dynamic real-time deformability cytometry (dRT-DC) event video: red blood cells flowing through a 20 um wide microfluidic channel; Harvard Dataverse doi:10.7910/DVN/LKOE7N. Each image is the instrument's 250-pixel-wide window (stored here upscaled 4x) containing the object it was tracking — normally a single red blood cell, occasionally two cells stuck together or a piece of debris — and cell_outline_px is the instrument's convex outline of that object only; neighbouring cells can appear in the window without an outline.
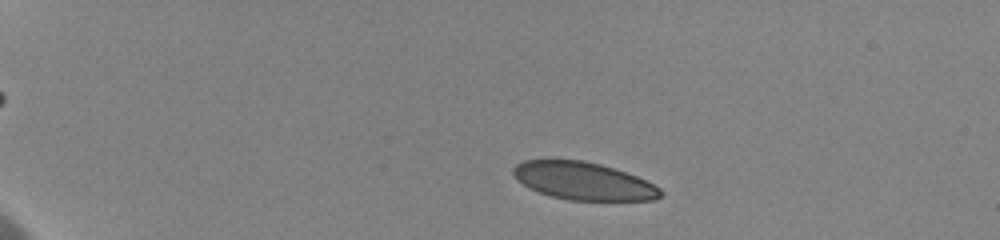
{"species": "human", "species_latin": "Homo sapiens", "temperature_condition": "cold", "stored_images_in_passage": 12, "camera_frame_rate_fps": 3000, "um_per_image_px": 0.085, "donor": {"sex": "female"}, "frame": {"image": 1, "passage_image": 3, "time_ms": 1.333, "image_size_px": [1000, 240], "cell_outline_px": [[664, 192], [660, 196], [652, 200], [568, 200], [552, 196], [528, 188], [516, 180], [512, 172], [512, 168], [516, 164], [524, 160], [580, 160], [600, 164], [636, 176], [660, 188]], "centroid_in_image_um": [49.54, 15.39], "position_along_channel_um": 35.5, "area_um2": 32.08}}